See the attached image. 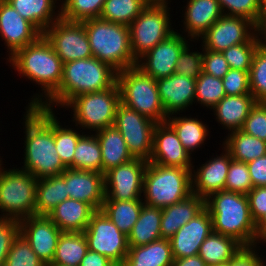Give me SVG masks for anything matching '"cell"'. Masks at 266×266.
Instances as JSON below:
<instances>
[{
	"label": "cell",
	"mask_w": 266,
	"mask_h": 266,
	"mask_svg": "<svg viewBox=\"0 0 266 266\" xmlns=\"http://www.w3.org/2000/svg\"><path fill=\"white\" fill-rule=\"evenodd\" d=\"M25 114L22 123H25L24 166L21 169L37 179L61 175L67 167L56 152L53 111L27 106Z\"/></svg>",
	"instance_id": "6da1fadb"
},
{
	"label": "cell",
	"mask_w": 266,
	"mask_h": 266,
	"mask_svg": "<svg viewBox=\"0 0 266 266\" xmlns=\"http://www.w3.org/2000/svg\"><path fill=\"white\" fill-rule=\"evenodd\" d=\"M7 60L19 75L42 88V93H36L29 100L28 107H40L61 84L63 62L43 34Z\"/></svg>",
	"instance_id": "7a4b0ae2"
},
{
	"label": "cell",
	"mask_w": 266,
	"mask_h": 266,
	"mask_svg": "<svg viewBox=\"0 0 266 266\" xmlns=\"http://www.w3.org/2000/svg\"><path fill=\"white\" fill-rule=\"evenodd\" d=\"M117 73L95 57L66 62L59 88L40 107L62 108L78 95L107 90L117 83Z\"/></svg>",
	"instance_id": "3957f363"
},
{
	"label": "cell",
	"mask_w": 266,
	"mask_h": 266,
	"mask_svg": "<svg viewBox=\"0 0 266 266\" xmlns=\"http://www.w3.org/2000/svg\"><path fill=\"white\" fill-rule=\"evenodd\" d=\"M213 231L231 237L243 247L256 246L255 222L246 194L222 190L205 199Z\"/></svg>",
	"instance_id": "277c9868"
},
{
	"label": "cell",
	"mask_w": 266,
	"mask_h": 266,
	"mask_svg": "<svg viewBox=\"0 0 266 266\" xmlns=\"http://www.w3.org/2000/svg\"><path fill=\"white\" fill-rule=\"evenodd\" d=\"M93 57L117 72L136 66L130 44L129 26L92 18L83 21Z\"/></svg>",
	"instance_id": "5b68a950"
},
{
	"label": "cell",
	"mask_w": 266,
	"mask_h": 266,
	"mask_svg": "<svg viewBox=\"0 0 266 266\" xmlns=\"http://www.w3.org/2000/svg\"><path fill=\"white\" fill-rule=\"evenodd\" d=\"M148 162L143 177L144 204L164 208L192 194L191 171Z\"/></svg>",
	"instance_id": "8992f818"
},
{
	"label": "cell",
	"mask_w": 266,
	"mask_h": 266,
	"mask_svg": "<svg viewBox=\"0 0 266 266\" xmlns=\"http://www.w3.org/2000/svg\"><path fill=\"white\" fill-rule=\"evenodd\" d=\"M117 84L121 103L156 123L166 122L156 79L133 66L117 73Z\"/></svg>",
	"instance_id": "52a82bcc"
},
{
	"label": "cell",
	"mask_w": 266,
	"mask_h": 266,
	"mask_svg": "<svg viewBox=\"0 0 266 266\" xmlns=\"http://www.w3.org/2000/svg\"><path fill=\"white\" fill-rule=\"evenodd\" d=\"M0 162V217L21 220L35 215L38 179L28 171L6 169Z\"/></svg>",
	"instance_id": "ba28073f"
},
{
	"label": "cell",
	"mask_w": 266,
	"mask_h": 266,
	"mask_svg": "<svg viewBox=\"0 0 266 266\" xmlns=\"http://www.w3.org/2000/svg\"><path fill=\"white\" fill-rule=\"evenodd\" d=\"M120 102V89L116 83L107 90L74 97L65 109L73 110L72 122H75V127H78L76 129L80 127L82 130L97 132L114 126L116 109Z\"/></svg>",
	"instance_id": "9c48e42d"
},
{
	"label": "cell",
	"mask_w": 266,
	"mask_h": 266,
	"mask_svg": "<svg viewBox=\"0 0 266 266\" xmlns=\"http://www.w3.org/2000/svg\"><path fill=\"white\" fill-rule=\"evenodd\" d=\"M168 4L149 3L129 25L131 50L136 61L175 32Z\"/></svg>",
	"instance_id": "30bf717a"
},
{
	"label": "cell",
	"mask_w": 266,
	"mask_h": 266,
	"mask_svg": "<svg viewBox=\"0 0 266 266\" xmlns=\"http://www.w3.org/2000/svg\"><path fill=\"white\" fill-rule=\"evenodd\" d=\"M88 250L108 257L117 266H122L128 254L127 236L104 214L96 210L83 232Z\"/></svg>",
	"instance_id": "8fae6325"
},
{
	"label": "cell",
	"mask_w": 266,
	"mask_h": 266,
	"mask_svg": "<svg viewBox=\"0 0 266 266\" xmlns=\"http://www.w3.org/2000/svg\"><path fill=\"white\" fill-rule=\"evenodd\" d=\"M156 124L121 102L117 106L114 126L121 133L134 158L149 162Z\"/></svg>",
	"instance_id": "7c38bea8"
},
{
	"label": "cell",
	"mask_w": 266,
	"mask_h": 266,
	"mask_svg": "<svg viewBox=\"0 0 266 266\" xmlns=\"http://www.w3.org/2000/svg\"><path fill=\"white\" fill-rule=\"evenodd\" d=\"M43 35L63 64L93 57L83 21H67L60 17Z\"/></svg>",
	"instance_id": "4fadbf2b"
},
{
	"label": "cell",
	"mask_w": 266,
	"mask_h": 266,
	"mask_svg": "<svg viewBox=\"0 0 266 266\" xmlns=\"http://www.w3.org/2000/svg\"><path fill=\"white\" fill-rule=\"evenodd\" d=\"M148 161L134 158L104 174L105 200L142 199L143 177Z\"/></svg>",
	"instance_id": "5bb4252c"
},
{
	"label": "cell",
	"mask_w": 266,
	"mask_h": 266,
	"mask_svg": "<svg viewBox=\"0 0 266 266\" xmlns=\"http://www.w3.org/2000/svg\"><path fill=\"white\" fill-rule=\"evenodd\" d=\"M254 22L241 16L222 15L199 39L202 48L223 52L254 37Z\"/></svg>",
	"instance_id": "9a60e30c"
},
{
	"label": "cell",
	"mask_w": 266,
	"mask_h": 266,
	"mask_svg": "<svg viewBox=\"0 0 266 266\" xmlns=\"http://www.w3.org/2000/svg\"><path fill=\"white\" fill-rule=\"evenodd\" d=\"M187 37L178 31L158 43L137 60L136 66L158 80L171 76L182 50L188 45Z\"/></svg>",
	"instance_id": "2e32d148"
},
{
	"label": "cell",
	"mask_w": 266,
	"mask_h": 266,
	"mask_svg": "<svg viewBox=\"0 0 266 266\" xmlns=\"http://www.w3.org/2000/svg\"><path fill=\"white\" fill-rule=\"evenodd\" d=\"M19 224L20 234L30 244L32 250L46 266L50 265L62 231L48 216H30L21 219Z\"/></svg>",
	"instance_id": "e0dca14e"
},
{
	"label": "cell",
	"mask_w": 266,
	"mask_h": 266,
	"mask_svg": "<svg viewBox=\"0 0 266 266\" xmlns=\"http://www.w3.org/2000/svg\"><path fill=\"white\" fill-rule=\"evenodd\" d=\"M149 162L163 166L195 169L191 154L183 147L174 129L167 122H160L155 126Z\"/></svg>",
	"instance_id": "ac0fdd59"
},
{
	"label": "cell",
	"mask_w": 266,
	"mask_h": 266,
	"mask_svg": "<svg viewBox=\"0 0 266 266\" xmlns=\"http://www.w3.org/2000/svg\"><path fill=\"white\" fill-rule=\"evenodd\" d=\"M42 33L24 19L6 0H0V36L10 58L17 50L34 43Z\"/></svg>",
	"instance_id": "d6986e66"
},
{
	"label": "cell",
	"mask_w": 266,
	"mask_h": 266,
	"mask_svg": "<svg viewBox=\"0 0 266 266\" xmlns=\"http://www.w3.org/2000/svg\"><path fill=\"white\" fill-rule=\"evenodd\" d=\"M61 176L67 185L69 198L85 202L95 211L101 210L105 200L104 174L67 168Z\"/></svg>",
	"instance_id": "ffe728a7"
},
{
	"label": "cell",
	"mask_w": 266,
	"mask_h": 266,
	"mask_svg": "<svg viewBox=\"0 0 266 266\" xmlns=\"http://www.w3.org/2000/svg\"><path fill=\"white\" fill-rule=\"evenodd\" d=\"M212 231V217L205 208L169 239L173 258L180 259L198 255L201 244Z\"/></svg>",
	"instance_id": "44dd1931"
},
{
	"label": "cell",
	"mask_w": 266,
	"mask_h": 266,
	"mask_svg": "<svg viewBox=\"0 0 266 266\" xmlns=\"http://www.w3.org/2000/svg\"><path fill=\"white\" fill-rule=\"evenodd\" d=\"M223 153L212 157L197 170L191 171L192 193L206 199L211 194L225 190V182L232 160L230 153L223 147Z\"/></svg>",
	"instance_id": "7402d4cb"
},
{
	"label": "cell",
	"mask_w": 266,
	"mask_h": 266,
	"mask_svg": "<svg viewBox=\"0 0 266 266\" xmlns=\"http://www.w3.org/2000/svg\"><path fill=\"white\" fill-rule=\"evenodd\" d=\"M158 92L167 116L186 111L195 101L196 80L174 73L156 80Z\"/></svg>",
	"instance_id": "603a6c76"
},
{
	"label": "cell",
	"mask_w": 266,
	"mask_h": 266,
	"mask_svg": "<svg viewBox=\"0 0 266 266\" xmlns=\"http://www.w3.org/2000/svg\"><path fill=\"white\" fill-rule=\"evenodd\" d=\"M184 20V33L195 42L223 15L217 0H187Z\"/></svg>",
	"instance_id": "cb8c5ba5"
},
{
	"label": "cell",
	"mask_w": 266,
	"mask_h": 266,
	"mask_svg": "<svg viewBox=\"0 0 266 266\" xmlns=\"http://www.w3.org/2000/svg\"><path fill=\"white\" fill-rule=\"evenodd\" d=\"M205 209V199L191 194L186 199L161 208V238L170 239L182 226Z\"/></svg>",
	"instance_id": "d4e9b609"
},
{
	"label": "cell",
	"mask_w": 266,
	"mask_h": 266,
	"mask_svg": "<svg viewBox=\"0 0 266 266\" xmlns=\"http://www.w3.org/2000/svg\"><path fill=\"white\" fill-rule=\"evenodd\" d=\"M257 101L252 94L226 95L212 109L215 119L229 132L242 129Z\"/></svg>",
	"instance_id": "484cf974"
},
{
	"label": "cell",
	"mask_w": 266,
	"mask_h": 266,
	"mask_svg": "<svg viewBox=\"0 0 266 266\" xmlns=\"http://www.w3.org/2000/svg\"><path fill=\"white\" fill-rule=\"evenodd\" d=\"M95 210L87 203L68 198L48 215L62 232H84Z\"/></svg>",
	"instance_id": "4316f807"
},
{
	"label": "cell",
	"mask_w": 266,
	"mask_h": 266,
	"mask_svg": "<svg viewBox=\"0 0 266 266\" xmlns=\"http://www.w3.org/2000/svg\"><path fill=\"white\" fill-rule=\"evenodd\" d=\"M27 21L31 22L42 34L61 17V0H6ZM56 8L58 9L57 11ZM56 12V13H55ZM58 12V13H57Z\"/></svg>",
	"instance_id": "83f0119b"
},
{
	"label": "cell",
	"mask_w": 266,
	"mask_h": 266,
	"mask_svg": "<svg viewBox=\"0 0 266 266\" xmlns=\"http://www.w3.org/2000/svg\"><path fill=\"white\" fill-rule=\"evenodd\" d=\"M174 258L168 239L160 238L140 246H129L122 266H172Z\"/></svg>",
	"instance_id": "f1b7e54d"
},
{
	"label": "cell",
	"mask_w": 266,
	"mask_h": 266,
	"mask_svg": "<svg viewBox=\"0 0 266 266\" xmlns=\"http://www.w3.org/2000/svg\"><path fill=\"white\" fill-rule=\"evenodd\" d=\"M94 133L100 142L102 174L134 159L124 138L115 126L106 127Z\"/></svg>",
	"instance_id": "f546056e"
},
{
	"label": "cell",
	"mask_w": 266,
	"mask_h": 266,
	"mask_svg": "<svg viewBox=\"0 0 266 266\" xmlns=\"http://www.w3.org/2000/svg\"><path fill=\"white\" fill-rule=\"evenodd\" d=\"M68 198L67 185L61 175L38 179L35 215L48 216L58 204Z\"/></svg>",
	"instance_id": "4dcf8cb0"
},
{
	"label": "cell",
	"mask_w": 266,
	"mask_h": 266,
	"mask_svg": "<svg viewBox=\"0 0 266 266\" xmlns=\"http://www.w3.org/2000/svg\"><path fill=\"white\" fill-rule=\"evenodd\" d=\"M222 146L232 159L248 163L266 154V141L240 130L229 132Z\"/></svg>",
	"instance_id": "1f68e13d"
},
{
	"label": "cell",
	"mask_w": 266,
	"mask_h": 266,
	"mask_svg": "<svg viewBox=\"0 0 266 266\" xmlns=\"http://www.w3.org/2000/svg\"><path fill=\"white\" fill-rule=\"evenodd\" d=\"M242 247L235 239L212 231L201 244L198 255L208 266H215L230 262Z\"/></svg>",
	"instance_id": "d6a6232c"
},
{
	"label": "cell",
	"mask_w": 266,
	"mask_h": 266,
	"mask_svg": "<svg viewBox=\"0 0 266 266\" xmlns=\"http://www.w3.org/2000/svg\"><path fill=\"white\" fill-rule=\"evenodd\" d=\"M172 115L167 117L166 122L174 129L183 147L192 154L206 141L209 134L208 125L206 126L204 122L191 116L181 117L177 116V113Z\"/></svg>",
	"instance_id": "836d02e7"
},
{
	"label": "cell",
	"mask_w": 266,
	"mask_h": 266,
	"mask_svg": "<svg viewBox=\"0 0 266 266\" xmlns=\"http://www.w3.org/2000/svg\"><path fill=\"white\" fill-rule=\"evenodd\" d=\"M162 210L143 204L137 222L127 236L128 246H140L161 238Z\"/></svg>",
	"instance_id": "e575fe53"
},
{
	"label": "cell",
	"mask_w": 266,
	"mask_h": 266,
	"mask_svg": "<svg viewBox=\"0 0 266 266\" xmlns=\"http://www.w3.org/2000/svg\"><path fill=\"white\" fill-rule=\"evenodd\" d=\"M87 251L88 244L83 232H62L50 265L79 266Z\"/></svg>",
	"instance_id": "d590c367"
},
{
	"label": "cell",
	"mask_w": 266,
	"mask_h": 266,
	"mask_svg": "<svg viewBox=\"0 0 266 266\" xmlns=\"http://www.w3.org/2000/svg\"><path fill=\"white\" fill-rule=\"evenodd\" d=\"M143 204L142 199L131 201L104 200L101 210L121 232L128 236L139 218Z\"/></svg>",
	"instance_id": "8d00e7d4"
},
{
	"label": "cell",
	"mask_w": 266,
	"mask_h": 266,
	"mask_svg": "<svg viewBox=\"0 0 266 266\" xmlns=\"http://www.w3.org/2000/svg\"><path fill=\"white\" fill-rule=\"evenodd\" d=\"M73 169L102 173L100 142L94 134H82L73 156Z\"/></svg>",
	"instance_id": "74e56055"
},
{
	"label": "cell",
	"mask_w": 266,
	"mask_h": 266,
	"mask_svg": "<svg viewBox=\"0 0 266 266\" xmlns=\"http://www.w3.org/2000/svg\"><path fill=\"white\" fill-rule=\"evenodd\" d=\"M149 3L148 0H105L100 18L129 26Z\"/></svg>",
	"instance_id": "f35d334b"
},
{
	"label": "cell",
	"mask_w": 266,
	"mask_h": 266,
	"mask_svg": "<svg viewBox=\"0 0 266 266\" xmlns=\"http://www.w3.org/2000/svg\"><path fill=\"white\" fill-rule=\"evenodd\" d=\"M55 116L53 110V133L54 141L56 146V152L60 157L61 161L67 168L73 169V156L79 138L84 134L77 130L69 127H63L60 121Z\"/></svg>",
	"instance_id": "ab89813d"
},
{
	"label": "cell",
	"mask_w": 266,
	"mask_h": 266,
	"mask_svg": "<svg viewBox=\"0 0 266 266\" xmlns=\"http://www.w3.org/2000/svg\"><path fill=\"white\" fill-rule=\"evenodd\" d=\"M60 2L61 18L82 22L100 18L105 0H62Z\"/></svg>",
	"instance_id": "60d3db41"
},
{
	"label": "cell",
	"mask_w": 266,
	"mask_h": 266,
	"mask_svg": "<svg viewBox=\"0 0 266 266\" xmlns=\"http://www.w3.org/2000/svg\"><path fill=\"white\" fill-rule=\"evenodd\" d=\"M226 96L221 78L202 72L196 79L195 102L212 109Z\"/></svg>",
	"instance_id": "b9f144b4"
},
{
	"label": "cell",
	"mask_w": 266,
	"mask_h": 266,
	"mask_svg": "<svg viewBox=\"0 0 266 266\" xmlns=\"http://www.w3.org/2000/svg\"><path fill=\"white\" fill-rule=\"evenodd\" d=\"M250 93L257 102L266 103V50L258 47L249 72Z\"/></svg>",
	"instance_id": "7bdbcfd3"
},
{
	"label": "cell",
	"mask_w": 266,
	"mask_h": 266,
	"mask_svg": "<svg viewBox=\"0 0 266 266\" xmlns=\"http://www.w3.org/2000/svg\"><path fill=\"white\" fill-rule=\"evenodd\" d=\"M258 45L255 36L246 43L234 45L224 50L222 54L227 60L230 69L250 72L252 60Z\"/></svg>",
	"instance_id": "ee69618b"
},
{
	"label": "cell",
	"mask_w": 266,
	"mask_h": 266,
	"mask_svg": "<svg viewBox=\"0 0 266 266\" xmlns=\"http://www.w3.org/2000/svg\"><path fill=\"white\" fill-rule=\"evenodd\" d=\"M4 266H46L26 239L19 234L14 240Z\"/></svg>",
	"instance_id": "f6af8a7d"
},
{
	"label": "cell",
	"mask_w": 266,
	"mask_h": 266,
	"mask_svg": "<svg viewBox=\"0 0 266 266\" xmlns=\"http://www.w3.org/2000/svg\"><path fill=\"white\" fill-rule=\"evenodd\" d=\"M252 188L253 185L247 163L232 159L226 177L225 190L247 194Z\"/></svg>",
	"instance_id": "bcb514c9"
},
{
	"label": "cell",
	"mask_w": 266,
	"mask_h": 266,
	"mask_svg": "<svg viewBox=\"0 0 266 266\" xmlns=\"http://www.w3.org/2000/svg\"><path fill=\"white\" fill-rule=\"evenodd\" d=\"M223 15L241 16L256 22L262 11L259 0H217ZM228 11V12H227Z\"/></svg>",
	"instance_id": "7dc6e473"
},
{
	"label": "cell",
	"mask_w": 266,
	"mask_h": 266,
	"mask_svg": "<svg viewBox=\"0 0 266 266\" xmlns=\"http://www.w3.org/2000/svg\"><path fill=\"white\" fill-rule=\"evenodd\" d=\"M190 47L189 42V44L182 50L177 60L174 73L196 80L203 72V50L202 52H198V50L194 52L192 50L191 52Z\"/></svg>",
	"instance_id": "c3c4849f"
},
{
	"label": "cell",
	"mask_w": 266,
	"mask_h": 266,
	"mask_svg": "<svg viewBox=\"0 0 266 266\" xmlns=\"http://www.w3.org/2000/svg\"><path fill=\"white\" fill-rule=\"evenodd\" d=\"M243 132L266 141V103L257 102L245 119Z\"/></svg>",
	"instance_id": "681fc988"
},
{
	"label": "cell",
	"mask_w": 266,
	"mask_h": 266,
	"mask_svg": "<svg viewBox=\"0 0 266 266\" xmlns=\"http://www.w3.org/2000/svg\"><path fill=\"white\" fill-rule=\"evenodd\" d=\"M19 234V220L0 217V266H4L11 246Z\"/></svg>",
	"instance_id": "f907efd6"
},
{
	"label": "cell",
	"mask_w": 266,
	"mask_h": 266,
	"mask_svg": "<svg viewBox=\"0 0 266 266\" xmlns=\"http://www.w3.org/2000/svg\"><path fill=\"white\" fill-rule=\"evenodd\" d=\"M226 95H245L250 93L249 72L230 69L222 78Z\"/></svg>",
	"instance_id": "816d5d0a"
},
{
	"label": "cell",
	"mask_w": 266,
	"mask_h": 266,
	"mask_svg": "<svg viewBox=\"0 0 266 266\" xmlns=\"http://www.w3.org/2000/svg\"><path fill=\"white\" fill-rule=\"evenodd\" d=\"M203 72L217 78H223L230 70L222 52L203 49Z\"/></svg>",
	"instance_id": "f5cc1de1"
},
{
	"label": "cell",
	"mask_w": 266,
	"mask_h": 266,
	"mask_svg": "<svg viewBox=\"0 0 266 266\" xmlns=\"http://www.w3.org/2000/svg\"><path fill=\"white\" fill-rule=\"evenodd\" d=\"M246 195L252 219L256 222L266 212V186L254 187Z\"/></svg>",
	"instance_id": "db71d44e"
},
{
	"label": "cell",
	"mask_w": 266,
	"mask_h": 266,
	"mask_svg": "<svg viewBox=\"0 0 266 266\" xmlns=\"http://www.w3.org/2000/svg\"><path fill=\"white\" fill-rule=\"evenodd\" d=\"M258 245L251 247H242V249L230 261V266H263L265 261L262 254L259 256ZM258 250V251H257Z\"/></svg>",
	"instance_id": "11a10c76"
},
{
	"label": "cell",
	"mask_w": 266,
	"mask_h": 266,
	"mask_svg": "<svg viewBox=\"0 0 266 266\" xmlns=\"http://www.w3.org/2000/svg\"><path fill=\"white\" fill-rule=\"evenodd\" d=\"M252 185L254 187L266 186V154L247 163Z\"/></svg>",
	"instance_id": "9f6ffc18"
},
{
	"label": "cell",
	"mask_w": 266,
	"mask_h": 266,
	"mask_svg": "<svg viewBox=\"0 0 266 266\" xmlns=\"http://www.w3.org/2000/svg\"><path fill=\"white\" fill-rule=\"evenodd\" d=\"M254 35L258 47L266 50V10H262L254 23Z\"/></svg>",
	"instance_id": "6f0895ef"
},
{
	"label": "cell",
	"mask_w": 266,
	"mask_h": 266,
	"mask_svg": "<svg viewBox=\"0 0 266 266\" xmlns=\"http://www.w3.org/2000/svg\"><path fill=\"white\" fill-rule=\"evenodd\" d=\"M79 266H117L108 257L88 250Z\"/></svg>",
	"instance_id": "680465c9"
},
{
	"label": "cell",
	"mask_w": 266,
	"mask_h": 266,
	"mask_svg": "<svg viewBox=\"0 0 266 266\" xmlns=\"http://www.w3.org/2000/svg\"><path fill=\"white\" fill-rule=\"evenodd\" d=\"M256 245L266 243V212L255 222Z\"/></svg>",
	"instance_id": "91938a15"
},
{
	"label": "cell",
	"mask_w": 266,
	"mask_h": 266,
	"mask_svg": "<svg viewBox=\"0 0 266 266\" xmlns=\"http://www.w3.org/2000/svg\"><path fill=\"white\" fill-rule=\"evenodd\" d=\"M172 266H208L199 255L174 259Z\"/></svg>",
	"instance_id": "94428289"
},
{
	"label": "cell",
	"mask_w": 266,
	"mask_h": 266,
	"mask_svg": "<svg viewBox=\"0 0 266 266\" xmlns=\"http://www.w3.org/2000/svg\"><path fill=\"white\" fill-rule=\"evenodd\" d=\"M150 3H168V0H148Z\"/></svg>",
	"instance_id": "6125c7cd"
},
{
	"label": "cell",
	"mask_w": 266,
	"mask_h": 266,
	"mask_svg": "<svg viewBox=\"0 0 266 266\" xmlns=\"http://www.w3.org/2000/svg\"><path fill=\"white\" fill-rule=\"evenodd\" d=\"M262 10H266V0H259Z\"/></svg>",
	"instance_id": "be15d7a7"
},
{
	"label": "cell",
	"mask_w": 266,
	"mask_h": 266,
	"mask_svg": "<svg viewBox=\"0 0 266 266\" xmlns=\"http://www.w3.org/2000/svg\"><path fill=\"white\" fill-rule=\"evenodd\" d=\"M215 266H230V262L225 263V264H219V265H215Z\"/></svg>",
	"instance_id": "e7e4bbea"
}]
</instances>
